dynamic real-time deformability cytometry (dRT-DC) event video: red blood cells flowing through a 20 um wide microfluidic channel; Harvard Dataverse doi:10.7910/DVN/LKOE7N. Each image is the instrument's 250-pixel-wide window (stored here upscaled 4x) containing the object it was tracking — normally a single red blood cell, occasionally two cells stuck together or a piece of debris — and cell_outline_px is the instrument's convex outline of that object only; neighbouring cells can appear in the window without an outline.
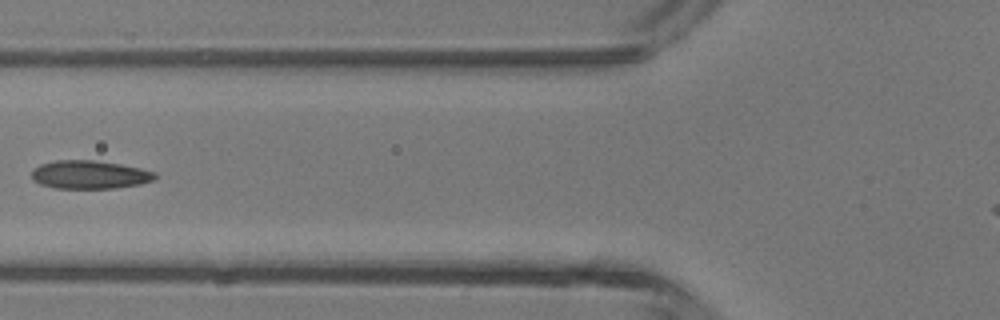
{"species": "common noctule bat (a hibernating species)", "species_latin": "Nyctalus noctula", "temperature_condition": "room temperature", "stored_images_in_passage": 5, "camera_frame_rate_fps": 3000, "um_per_image_px": 0.085, "animal": {"sex": "male", "body_mass_g": 13.3}, "frame": {"image": 1, "passage_image": 5, "time_ms": 1.333, "image_size_px": [1000, 320], "cell_outline_px": [[156, 176], [152, 180], [140, 184], [112, 188], [52, 188], [40, 184], [32, 180], [32, 168], [40, 164], [56, 160], [92, 160], [120, 164], [140, 168], [156, 172]], "centroid_in_image_um": [7.57, 14.84], "position_along_channel_um": 118.2, "area_um2": 20.35}}